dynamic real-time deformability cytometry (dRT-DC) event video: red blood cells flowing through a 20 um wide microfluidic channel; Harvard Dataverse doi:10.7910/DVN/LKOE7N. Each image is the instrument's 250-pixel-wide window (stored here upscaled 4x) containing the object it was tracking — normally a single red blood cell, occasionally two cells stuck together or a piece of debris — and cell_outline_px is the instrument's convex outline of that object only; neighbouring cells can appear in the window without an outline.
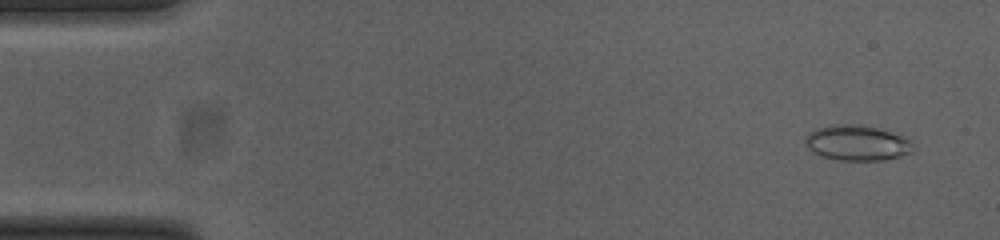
{"species": "common noctule bat (a hibernating species)", "species_latin": "Nyctalus noctula", "temperature_condition": "cold", "stored_images_in_passage": 52, "camera_frame_rate_fps": 3000, "um_per_image_px": 0.085, "animal": {"sex": "female", "body_mass_g": 23.0, "forearm_length_mm": 53.4}, "frame": {"image": 1, "passage_image": 3, "time_ms": 0.667, "image_size_px": [1000, 240], "cell_outline_px": [[912, 152], [900, 156], [884, 160], [836, 160], [820, 156], [812, 152], [808, 148], [804, 140], [808, 132], [816, 128], [828, 124], [860, 124], [876, 128], [900, 136], [908, 140], [912, 144]], "centroid_in_image_um": [72.76, 12.14], "position_along_channel_um": 12.2, "area_um2": 22.2}}
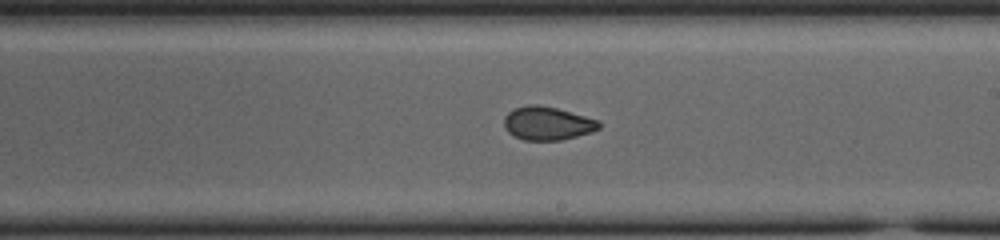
{"frame": {"image": 2, "passage_image": 30, "time_ms": 9.667, "image_size_px": [1000, 240], "cell_outline_px": [[600, 128], [592, 132], [560, 140], [524, 140], [508, 132], [504, 124], [504, 116], [512, 108], [528, 104], [536, 104], [556, 108], [600, 120]], "centroid_in_image_um": [46.52, 10.47], "position_along_channel_um": 242.5, "area_um2": 18.5}}
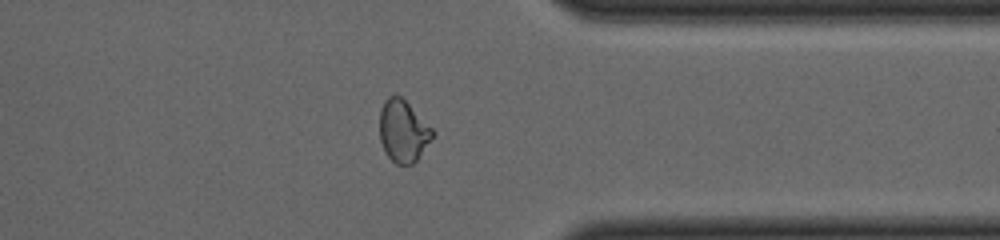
{"frame": {"image": 3, "passage_image": 41, "time_ms": 13.333, "image_size_px": [1000, 240], "cell_outline_px": [[436, 132], [416, 160], [412, 164], [396, 164], [384, 152], [380, 140], [380, 108], [384, 100], [388, 96], [400, 96]], "centroid_in_image_um": [34.24, 11.15], "position_along_channel_um": 377.2, "area_um2": 18.84}, "authors_computed_cell_mechanics": {"area_um2": 19.4208, "velocity_mm_per_s": 3.8614, "shape_relaxation_time_tau1_ms": null, "shape_relaxation_time_tau2_ms": 1.459, "deformation_change_tau1": null, "deformation_change_tau2": 0.057}}